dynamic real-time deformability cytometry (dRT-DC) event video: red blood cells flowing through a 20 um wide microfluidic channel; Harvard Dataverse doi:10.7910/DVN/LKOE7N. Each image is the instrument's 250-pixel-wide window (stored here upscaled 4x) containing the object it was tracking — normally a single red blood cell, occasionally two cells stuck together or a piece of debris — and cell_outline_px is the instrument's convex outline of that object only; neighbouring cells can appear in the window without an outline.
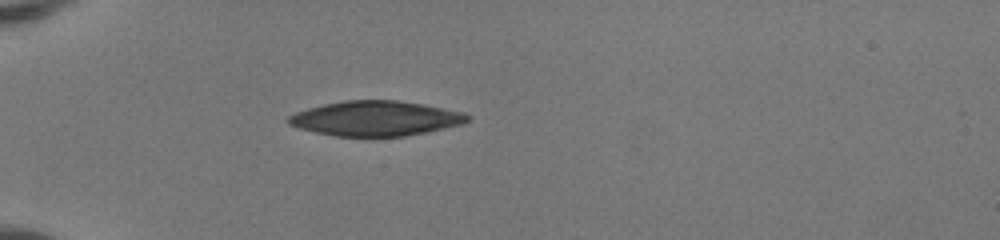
{"species": "human", "species_latin": "Homo sapiens", "temperature_condition": "room temperature", "stored_images_in_passage": 35, "camera_frame_rate_fps": 3000, "um_per_image_px": 0.085, "donor": {"sex": "female"}, "frame": {"image": 1, "passage_image": 1, "time_ms": 0.0, "image_size_px": [1000, 240], "cell_outline_px": [[468, 120], [460, 124], [424, 132], [404, 136], [336, 136], [316, 132], [300, 128], [288, 124], [284, 120], [288, 116], [296, 112], [308, 108], [324, 104], [344, 100], [396, 100], [420, 104], [464, 112], [468, 116]], "centroid_in_image_um": [31.85, 10.06], "position_along_channel_um": 53.2, "area_um2": 35.95}}
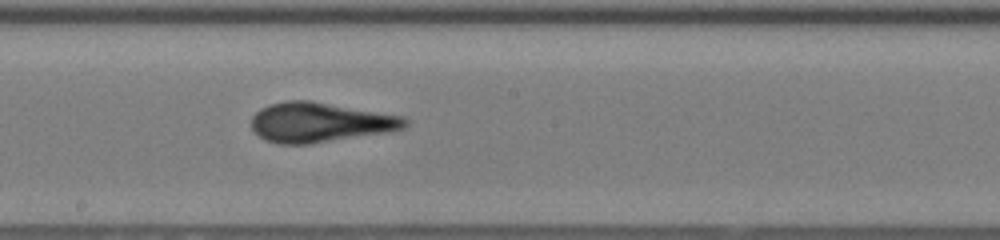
{"frame": {"image": 2, "passage_image": 15, "time_ms": 4.667, "image_size_px": [1000, 240], "cell_outline_px": [[408, 124], [404, 128], [388, 132], [312, 144], [276, 144], [264, 140], [252, 128], [252, 116], [260, 108], [268, 104], [284, 100], [308, 100], [404, 116], [408, 120]], "centroid_in_image_um": [27.18, 10.4], "position_along_channel_um": 221.0, "area_um2": 35.78}}
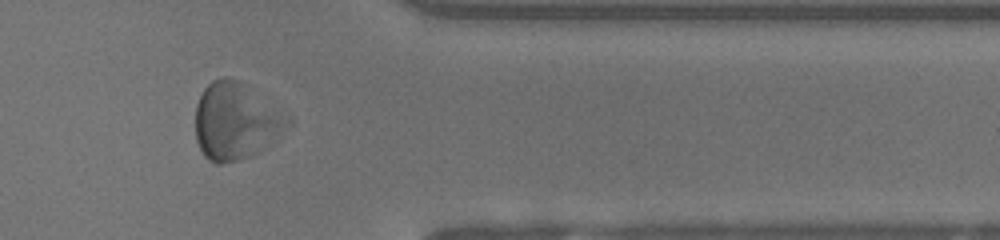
{"frame": {"image": 3, "passage_image": 28, "time_ms": 9.0, "image_size_px": [1000, 240], "cell_outline_px": [[292, 124], [272, 144], [252, 156], [224, 164], [216, 164], [208, 160], [204, 156], [196, 140], [196, 104], [204, 88], [212, 80], [220, 76], [224, 76], [236, 80], [292, 120]], "centroid_in_image_um": [20.01, 10.36], "position_along_channel_um": 391.4, "area_um2": 41.04}, "authors_computed_cell_mechanics": {"area_um2": 36.0672, "velocity_mm_per_s": 4.1111, "shape_relaxation_time_tau1_ms": 1.6623, "shape_relaxation_time_tau2_ms": 1.9209, "deformation_change_tau1": 0.1177, "deformation_change_tau2": 0.1266}}